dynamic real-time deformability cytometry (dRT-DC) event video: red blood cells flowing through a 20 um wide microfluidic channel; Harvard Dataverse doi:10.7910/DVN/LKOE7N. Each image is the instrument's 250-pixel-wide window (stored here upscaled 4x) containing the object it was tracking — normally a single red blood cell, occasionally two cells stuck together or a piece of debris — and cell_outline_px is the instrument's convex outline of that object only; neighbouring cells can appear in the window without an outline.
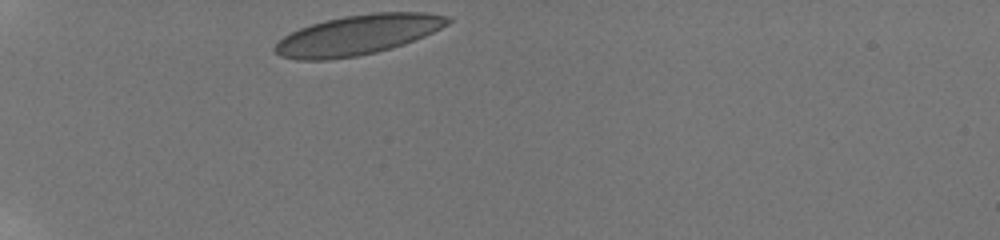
{"species": "human", "species_latin": "Homo sapiens", "temperature_condition": "room temperature", "stored_images_in_passage": 33, "camera_frame_rate_fps": 3000, "um_per_image_px": 0.085, "donor": {"sex": "male"}, "frame": {"image": 1, "passage_image": 1, "time_ms": 0.0, "image_size_px": [1000, 240], "cell_outline_px": [[452, 20], [448, 24], [424, 36], [404, 44], [392, 48], [360, 56], [328, 60], [296, 60], [280, 56], [272, 48], [284, 36], [300, 28], [324, 20], [344, 16], [372, 12], [424, 12], [452, 16]], "centroid_in_image_um": [30.43, 2.97], "position_along_channel_um": 54.6, "area_um2": 40.34}}
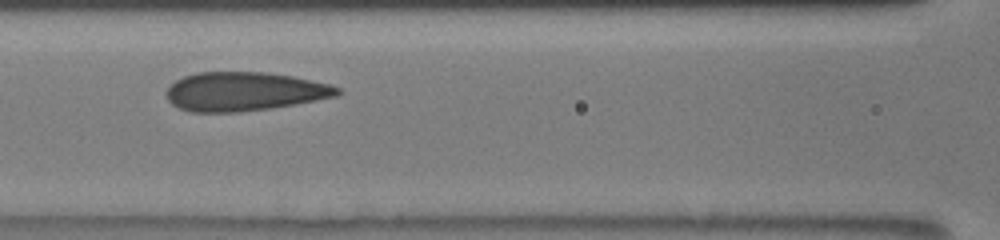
{"frame": {"image": 2, "passage_image": 11, "time_ms": 3.333, "image_size_px": [1000, 240], "cell_outline_px": [[340, 92], [336, 96], [316, 100], [268, 108], [240, 112], [192, 112], [180, 108], [172, 104], [168, 100], [164, 92], [176, 80], [184, 76], [196, 72], [264, 72], [292, 76], [332, 84], [340, 88]], "centroid_in_image_um": [20.74, 7.77], "position_along_channel_um": 145.9, "area_um2": 38.61}}
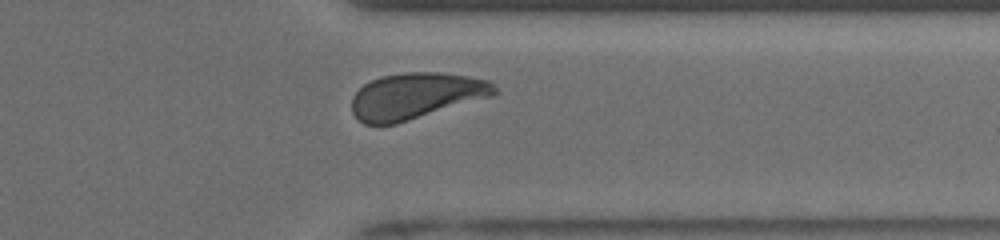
{"frame": {"image": 3, "passage_image": 29, "time_ms": 9.333, "image_size_px": [1000, 240], "cell_outline_px": [[496, 92], [492, 96], [396, 124], [364, 124], [352, 112], [352, 96], [364, 84], [380, 76], [408, 72], [440, 72], [468, 76], [488, 80], [496, 88]], "centroid_in_image_um": [35.33, 8.14], "position_along_channel_um": 376.1, "area_um2": 38.15}, "authors_computed_cell_mechanics": {"area_um2": 38.437, "velocity_mm_per_s": 3.8338, "shape_relaxation_time_tau1_ms": 4.8386, "shape_relaxation_time_tau2_ms": null, "deformation_change_tau1": 0.1506, "deformation_change_tau2": null}}